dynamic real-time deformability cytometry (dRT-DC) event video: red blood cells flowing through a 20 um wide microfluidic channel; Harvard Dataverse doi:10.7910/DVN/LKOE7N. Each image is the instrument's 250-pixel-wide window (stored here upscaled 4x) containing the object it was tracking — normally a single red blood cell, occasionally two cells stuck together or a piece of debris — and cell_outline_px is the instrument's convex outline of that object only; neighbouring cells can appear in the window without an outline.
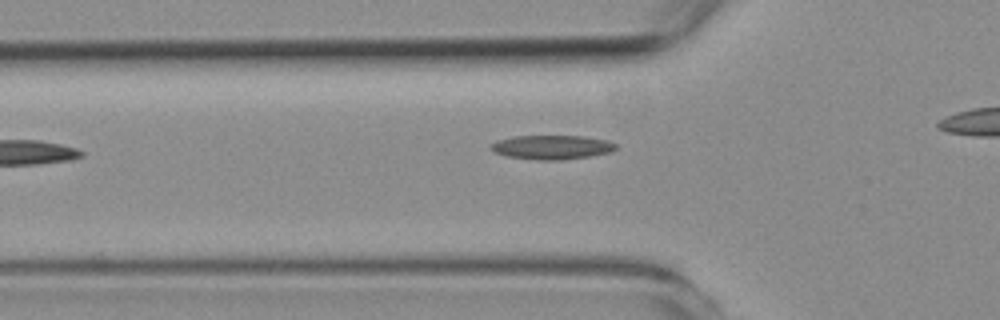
{"species": "common noctule bat (a hibernating species)", "species_latin": "Nyctalus noctula", "temperature_condition": "room temperature", "stored_images_in_passage": 25, "camera_frame_rate_fps": 3000, "um_per_image_px": 0.085, "animal": {"sex": "female", "body_mass_g": 19.3, "forearm_length_mm": 54.1}, "frame": {"image": 1, "passage_image": 3, "time_ms": 0.667, "image_size_px": [1000, 320], "cell_outline_px": [[616, 148], [612, 152], [588, 156], [560, 160], [540, 160], [508, 156], [492, 152], [492, 144], [496, 140], [512, 136], [584, 136], [608, 140], [616, 144]], "centroid_in_image_um": [46.92, 12.5], "position_along_channel_um": 78.9, "area_um2": 17.51}}
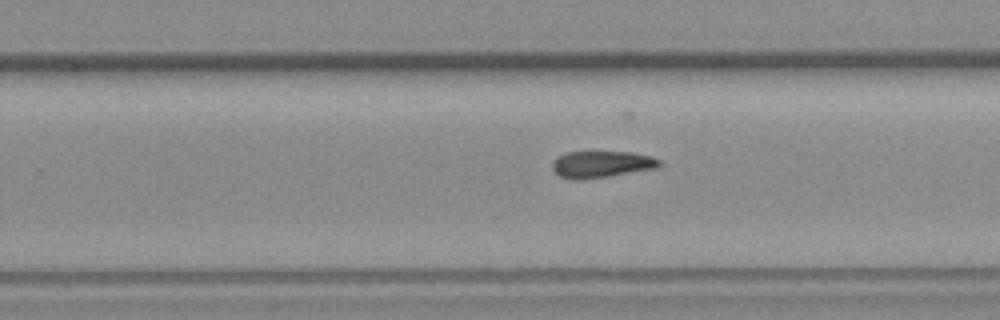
{"frame": {"image": 2, "passage_image": 16, "time_ms": 5.0, "image_size_px": [1000, 320], "cell_outline_px": [[660, 164], [656, 168], [608, 176], [580, 180], [568, 180], [560, 176], [552, 168], [552, 164], [560, 156], [568, 152], [628, 152], [648, 156], [660, 160]], "centroid_in_image_um": [51.09, 13.98], "position_along_channel_um": 278.7, "area_um2": 16.3}}
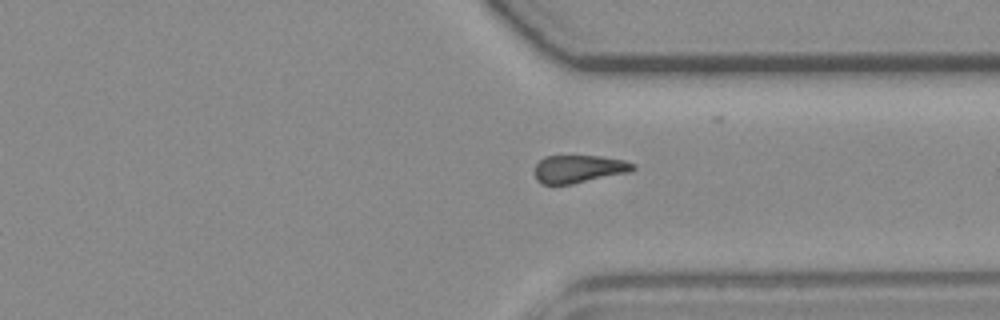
{"frame": {"image": 3, "passage_image": 23, "time_ms": 7.333, "image_size_px": [1000, 320], "cell_outline_px": [[636, 168], [632, 172], [572, 184], [540, 184], [536, 180], [536, 164], [544, 156], [600, 156], [624, 160], [636, 164]], "centroid_in_image_um": [49.24, 14.36], "position_along_channel_um": 362.2, "area_um2": 16.07}}